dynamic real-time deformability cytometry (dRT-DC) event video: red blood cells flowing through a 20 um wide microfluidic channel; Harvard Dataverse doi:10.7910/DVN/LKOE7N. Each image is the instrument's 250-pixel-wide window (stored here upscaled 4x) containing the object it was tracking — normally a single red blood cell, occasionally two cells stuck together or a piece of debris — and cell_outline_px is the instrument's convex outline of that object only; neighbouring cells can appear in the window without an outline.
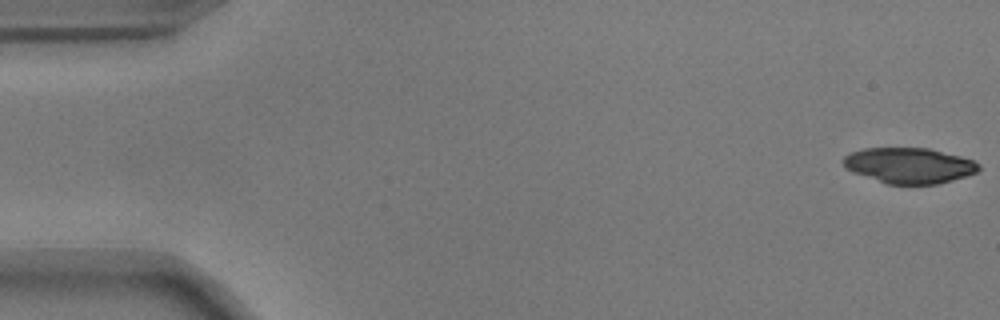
{"species": "common noctule bat (a hibernating species)", "species_latin": "Nyctalus noctula", "temperature_condition": "warm", "stored_images_in_passage": 8, "camera_frame_rate_fps": 3000, "um_per_image_px": 0.085, "animal": {"sex": "male", "body_mass_g": 17.9}, "frame": {"image": 1, "passage_image": 1, "time_ms": 0.0, "image_size_px": [1000, 320], "cell_outline_px": [[980, 168], [976, 172], [952, 180], [936, 184], [888, 184], [852, 172], [844, 168], [844, 156], [848, 152], [864, 148], [928, 148], [960, 156], [972, 160], [980, 164]], "centroid_in_image_um": [77.24, 14.06], "position_along_channel_um": 7.8, "area_um2": 27.98}}